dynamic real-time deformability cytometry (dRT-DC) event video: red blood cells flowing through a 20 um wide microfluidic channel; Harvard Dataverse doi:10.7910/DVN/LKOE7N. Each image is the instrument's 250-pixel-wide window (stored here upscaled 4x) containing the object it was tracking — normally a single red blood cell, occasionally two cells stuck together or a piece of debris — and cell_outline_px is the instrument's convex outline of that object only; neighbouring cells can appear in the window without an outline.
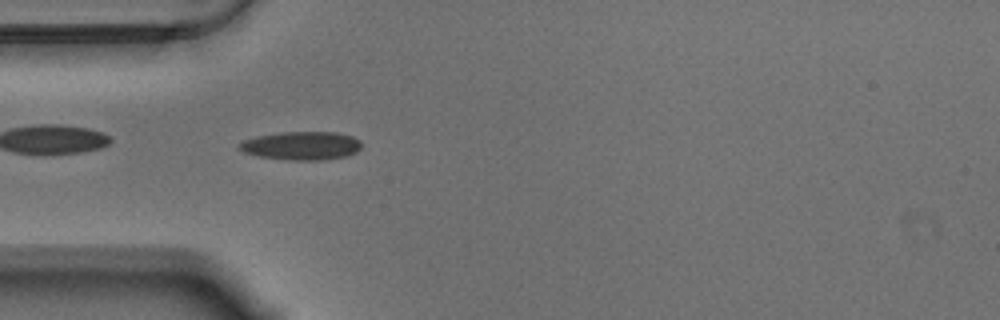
{"species": "Egyptian fruit bat (a non-hibernating species)", "species_latin": "Rousettus aegyptiacus", "temperature_condition": "warm", "stored_images_in_passage": 41, "camera_frame_rate_fps": 3000, "um_per_image_px": 0.085, "animal": {"sex": "male"}, "frame": {"image": 1, "passage_image": 1, "time_ms": 0.0, "image_size_px": [1000, 320], "cell_outline_px": [[360, 148], [356, 152], [348, 156], [324, 160], [288, 160], [256, 156], [244, 152], [236, 148], [236, 144], [244, 140], [256, 136], [284, 132], [336, 132], [352, 136], [360, 140]], "centroid_in_image_um": [25.59, 12.39], "position_along_channel_um": 59.4, "area_um2": 20.46}}
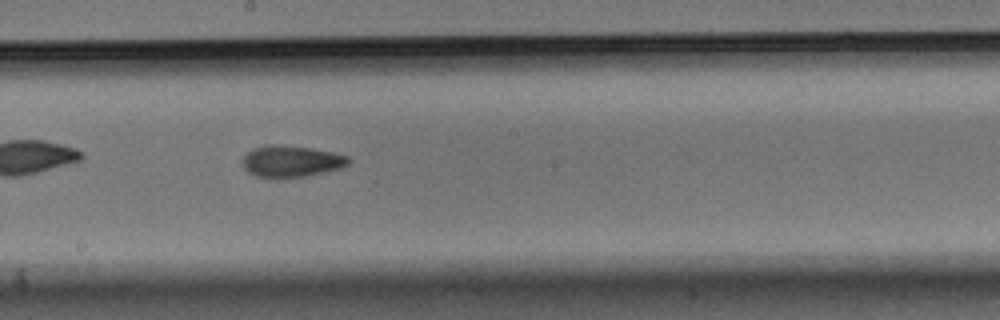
{"frame": {"image": 2, "passage_image": 15, "time_ms": 4.667, "image_size_px": [1000, 320], "cell_outline_px": [[348, 164], [340, 168], [308, 176], [256, 176], [248, 172], [244, 168], [244, 156], [252, 148], [308, 148], [332, 152], [348, 156]], "centroid_in_image_um": [24.81, 13.75], "position_along_channel_um": 223.4, "area_um2": 17.98}}
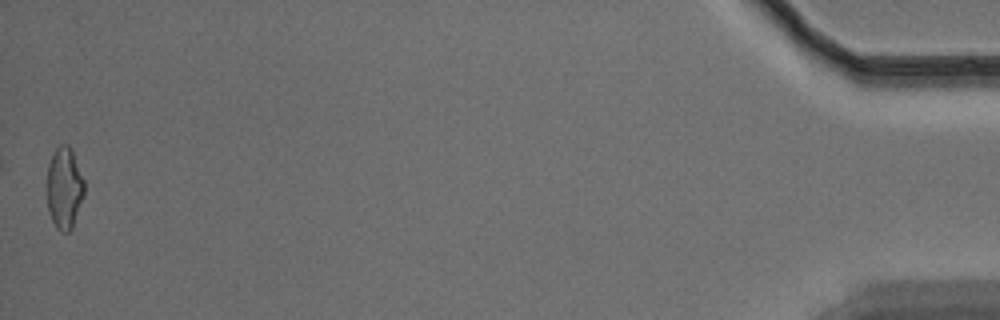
{"frame": {"image": 3, "passage_image": 41, "time_ms": 13.333, "image_size_px": [1000, 320], "cell_outline_px": [[84, 196], [72, 228], [68, 232], [60, 232], [56, 228], [48, 212], [48, 164], [56, 148], [60, 144], [68, 144], [72, 148], [84, 180]], "centroid_in_image_um": [5.49, 15.98], "position_along_channel_um": 429.7, "area_um2": 17.8}, "authors_computed_cell_mechanics": {"area_um2": 18.3226, "velocity_mm_per_s": 3.5285, "shape_relaxation_time_tau1_ms": 4.8919, "shape_relaxation_time_tau2_ms": 3.0606, "deformation_change_tau1": 0.1486, "deformation_change_tau2": 0.103}}